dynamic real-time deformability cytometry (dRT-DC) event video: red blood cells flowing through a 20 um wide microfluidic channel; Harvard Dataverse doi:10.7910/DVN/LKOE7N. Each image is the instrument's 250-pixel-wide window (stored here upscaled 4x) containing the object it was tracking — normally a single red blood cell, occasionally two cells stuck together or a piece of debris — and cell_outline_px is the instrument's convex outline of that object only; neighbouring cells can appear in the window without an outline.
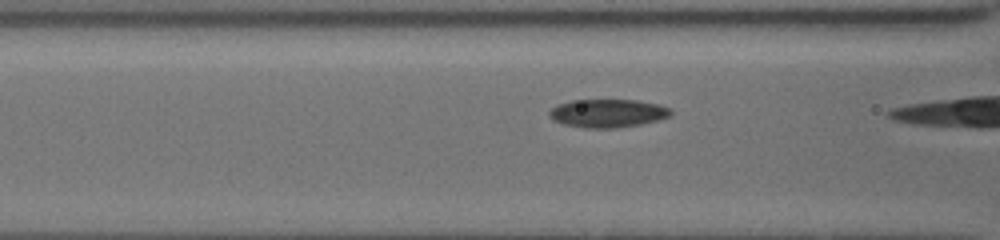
{"species": "common noctule bat (a hibernating species)", "species_latin": "Nyctalus noctula", "temperature_condition": "cold", "stored_images_in_passage": 11, "camera_frame_rate_fps": 3000, "um_per_image_px": 0.085, "animal": {"sex": "female", "body_mass_g": 19.5, "forearm_length_mm": 54.1}, "frame": {"image": 1, "passage_image": 9, "time_ms": 2.0, "image_size_px": [1000, 240], "cell_outline_px": [[672, 112], [668, 116], [656, 120], [640, 124], [616, 128], [584, 128], [564, 124], [552, 120], [548, 116], [548, 112], [556, 104], [572, 100], [636, 100], [656, 104], [668, 108]], "centroid_in_image_um": [51.57, 9.63], "position_along_channel_um": 115.0, "area_um2": 19.88}}